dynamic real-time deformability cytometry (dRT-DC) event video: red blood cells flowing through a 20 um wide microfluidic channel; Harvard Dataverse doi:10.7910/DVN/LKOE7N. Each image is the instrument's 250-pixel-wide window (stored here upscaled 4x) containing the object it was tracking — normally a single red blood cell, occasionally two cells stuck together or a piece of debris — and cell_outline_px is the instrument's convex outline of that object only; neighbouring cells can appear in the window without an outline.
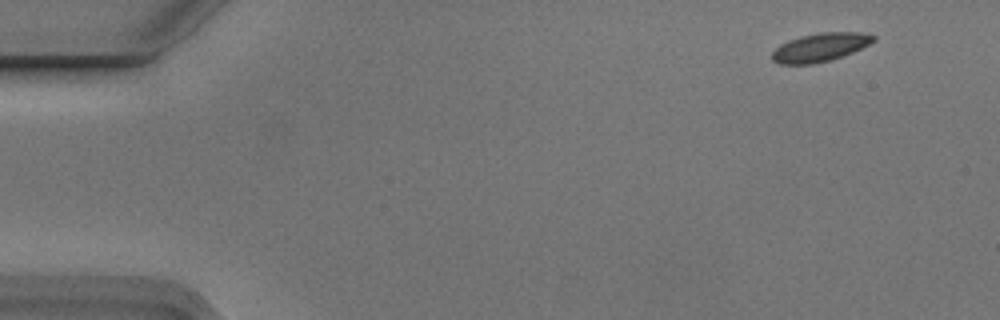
{"species": "Egyptian fruit bat (a non-hibernating species)", "species_latin": "Rousettus aegyptiacus", "temperature_condition": "cold", "stored_images_in_passage": 4, "camera_frame_rate_fps": 3000, "um_per_image_px": 0.085, "animal": {"sex": "male"}, "frame": {"image": 1, "passage_image": 1, "time_ms": 0.0, "image_size_px": [1000, 320], "cell_outline_px": [[876, 40], [844, 56], [832, 60], [812, 64], [780, 64], [772, 60], [772, 52], [780, 44], [788, 40], [800, 36], [820, 32], [860, 32], [876, 36]], "centroid_in_image_um": [69.7, 4.02], "position_along_channel_um": 15.3, "area_um2": 16.88}}